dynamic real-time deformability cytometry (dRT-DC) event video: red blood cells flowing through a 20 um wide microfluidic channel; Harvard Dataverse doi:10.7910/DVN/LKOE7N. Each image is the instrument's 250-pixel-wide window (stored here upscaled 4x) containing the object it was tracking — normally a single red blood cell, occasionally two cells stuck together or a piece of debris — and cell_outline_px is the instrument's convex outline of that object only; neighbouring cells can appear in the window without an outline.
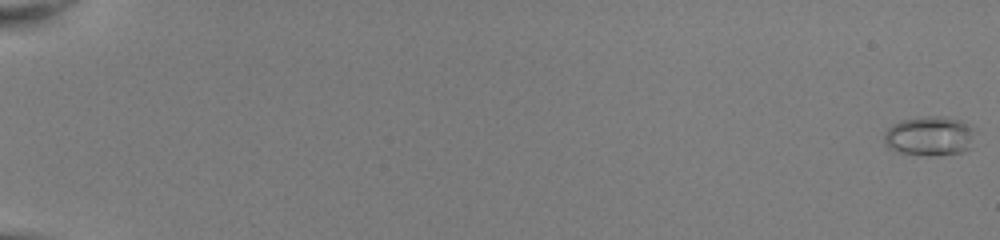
{"species": "common noctule bat (a hibernating species)", "species_latin": "Nyctalus noctula", "temperature_condition": "room temperature", "stored_images_in_passage": 14, "camera_frame_rate_fps": 3000, "um_per_image_px": 0.085, "animal": {"sex": "female", "body_mass_g": 22.0, "forearm_length_mm": 56.7}, "frame": {"image": 1, "passage_image": 1, "time_ms": 0.0, "image_size_px": [1000, 240], "cell_outline_px": [[972, 128], [968, 148], [960, 152], [936, 156], [900, 152], [888, 148], [884, 144], [884, 132], [892, 124], [900, 120], [924, 116], [940, 116], [960, 120]], "centroid_in_image_um": [78.91, 11.55], "position_along_channel_um": 6.1, "area_um2": 20.52}}